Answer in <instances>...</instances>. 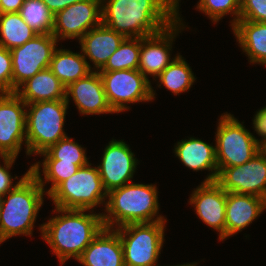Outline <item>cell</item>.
Returning a JSON list of instances; mask_svg holds the SVG:
<instances>
[{
	"label": "cell",
	"mask_w": 266,
	"mask_h": 266,
	"mask_svg": "<svg viewBox=\"0 0 266 266\" xmlns=\"http://www.w3.org/2000/svg\"><path fill=\"white\" fill-rule=\"evenodd\" d=\"M177 19L165 0H102V24L125 37L150 36Z\"/></svg>",
	"instance_id": "6da1fadb"
},
{
	"label": "cell",
	"mask_w": 266,
	"mask_h": 266,
	"mask_svg": "<svg viewBox=\"0 0 266 266\" xmlns=\"http://www.w3.org/2000/svg\"><path fill=\"white\" fill-rule=\"evenodd\" d=\"M55 208L53 212L61 215L41 224L40 230L42 238L63 265L70 258L77 260L104 228V224L102 213L85 214L89 210Z\"/></svg>",
	"instance_id": "7a4b0ae2"
},
{
	"label": "cell",
	"mask_w": 266,
	"mask_h": 266,
	"mask_svg": "<svg viewBox=\"0 0 266 266\" xmlns=\"http://www.w3.org/2000/svg\"><path fill=\"white\" fill-rule=\"evenodd\" d=\"M107 197L109 200L104 204L108 214H102L105 228L114 229L115 224L122 227L128 224L166 221L163 216L157 215L159 203L155 185L125 184L110 191Z\"/></svg>",
	"instance_id": "3957f363"
},
{
	"label": "cell",
	"mask_w": 266,
	"mask_h": 266,
	"mask_svg": "<svg viewBox=\"0 0 266 266\" xmlns=\"http://www.w3.org/2000/svg\"><path fill=\"white\" fill-rule=\"evenodd\" d=\"M45 189L30 172L15 188L5 194L0 207V241L12 236H32L37 213L43 204Z\"/></svg>",
	"instance_id": "277c9868"
},
{
	"label": "cell",
	"mask_w": 266,
	"mask_h": 266,
	"mask_svg": "<svg viewBox=\"0 0 266 266\" xmlns=\"http://www.w3.org/2000/svg\"><path fill=\"white\" fill-rule=\"evenodd\" d=\"M69 103L66 99L26 104V154H40L67 137L63 126Z\"/></svg>",
	"instance_id": "5b68a950"
},
{
	"label": "cell",
	"mask_w": 266,
	"mask_h": 266,
	"mask_svg": "<svg viewBox=\"0 0 266 266\" xmlns=\"http://www.w3.org/2000/svg\"><path fill=\"white\" fill-rule=\"evenodd\" d=\"M79 167L75 174L61 182L48 196L61 209L92 210L107 198L98 167Z\"/></svg>",
	"instance_id": "8992f818"
},
{
	"label": "cell",
	"mask_w": 266,
	"mask_h": 266,
	"mask_svg": "<svg viewBox=\"0 0 266 266\" xmlns=\"http://www.w3.org/2000/svg\"><path fill=\"white\" fill-rule=\"evenodd\" d=\"M166 221L115 227L124 252L125 266H157Z\"/></svg>",
	"instance_id": "52a82bcc"
},
{
	"label": "cell",
	"mask_w": 266,
	"mask_h": 266,
	"mask_svg": "<svg viewBox=\"0 0 266 266\" xmlns=\"http://www.w3.org/2000/svg\"><path fill=\"white\" fill-rule=\"evenodd\" d=\"M215 136L218 168L239 166L259 152L260 140L230 113H224L219 119Z\"/></svg>",
	"instance_id": "ba28073f"
},
{
	"label": "cell",
	"mask_w": 266,
	"mask_h": 266,
	"mask_svg": "<svg viewBox=\"0 0 266 266\" xmlns=\"http://www.w3.org/2000/svg\"><path fill=\"white\" fill-rule=\"evenodd\" d=\"M98 72L103 81L107 101L115 113L128 110L127 103L148 102L155 98L150 80L138 69Z\"/></svg>",
	"instance_id": "9c48e42d"
},
{
	"label": "cell",
	"mask_w": 266,
	"mask_h": 266,
	"mask_svg": "<svg viewBox=\"0 0 266 266\" xmlns=\"http://www.w3.org/2000/svg\"><path fill=\"white\" fill-rule=\"evenodd\" d=\"M58 40L52 33L37 34L22 46L15 47L12 56V93L36 73L49 68Z\"/></svg>",
	"instance_id": "30bf717a"
},
{
	"label": "cell",
	"mask_w": 266,
	"mask_h": 266,
	"mask_svg": "<svg viewBox=\"0 0 266 266\" xmlns=\"http://www.w3.org/2000/svg\"><path fill=\"white\" fill-rule=\"evenodd\" d=\"M26 103L14 93H0V156L19 154L26 144Z\"/></svg>",
	"instance_id": "8fae6325"
},
{
	"label": "cell",
	"mask_w": 266,
	"mask_h": 266,
	"mask_svg": "<svg viewBox=\"0 0 266 266\" xmlns=\"http://www.w3.org/2000/svg\"><path fill=\"white\" fill-rule=\"evenodd\" d=\"M216 182L226 191L266 200V159L258 152L239 166L218 168Z\"/></svg>",
	"instance_id": "7c38bea8"
},
{
	"label": "cell",
	"mask_w": 266,
	"mask_h": 266,
	"mask_svg": "<svg viewBox=\"0 0 266 266\" xmlns=\"http://www.w3.org/2000/svg\"><path fill=\"white\" fill-rule=\"evenodd\" d=\"M101 24L102 0H84L54 15L52 34L57 40L65 38L80 40L89 30Z\"/></svg>",
	"instance_id": "4fadbf2b"
},
{
	"label": "cell",
	"mask_w": 266,
	"mask_h": 266,
	"mask_svg": "<svg viewBox=\"0 0 266 266\" xmlns=\"http://www.w3.org/2000/svg\"><path fill=\"white\" fill-rule=\"evenodd\" d=\"M137 161L123 140H111L104 149L102 162L97 166L105 191L109 193L128 184V181L132 182Z\"/></svg>",
	"instance_id": "5bb4252c"
},
{
	"label": "cell",
	"mask_w": 266,
	"mask_h": 266,
	"mask_svg": "<svg viewBox=\"0 0 266 266\" xmlns=\"http://www.w3.org/2000/svg\"><path fill=\"white\" fill-rule=\"evenodd\" d=\"M182 19H178L158 33L141 38L138 70L148 79L147 75L158 77L161 72L177 57L171 60L170 50Z\"/></svg>",
	"instance_id": "9a60e30c"
},
{
	"label": "cell",
	"mask_w": 266,
	"mask_h": 266,
	"mask_svg": "<svg viewBox=\"0 0 266 266\" xmlns=\"http://www.w3.org/2000/svg\"><path fill=\"white\" fill-rule=\"evenodd\" d=\"M198 217L210 228L219 232V239H225L226 191L216 182H202L191 197Z\"/></svg>",
	"instance_id": "2e32d148"
},
{
	"label": "cell",
	"mask_w": 266,
	"mask_h": 266,
	"mask_svg": "<svg viewBox=\"0 0 266 266\" xmlns=\"http://www.w3.org/2000/svg\"><path fill=\"white\" fill-rule=\"evenodd\" d=\"M69 96L72 97L81 114L115 113L107 101L102 78L96 69L86 77L70 83L66 87L68 103Z\"/></svg>",
	"instance_id": "e0dca14e"
},
{
	"label": "cell",
	"mask_w": 266,
	"mask_h": 266,
	"mask_svg": "<svg viewBox=\"0 0 266 266\" xmlns=\"http://www.w3.org/2000/svg\"><path fill=\"white\" fill-rule=\"evenodd\" d=\"M266 209V200L254 195L226 192L225 239L242 231Z\"/></svg>",
	"instance_id": "ac0fdd59"
},
{
	"label": "cell",
	"mask_w": 266,
	"mask_h": 266,
	"mask_svg": "<svg viewBox=\"0 0 266 266\" xmlns=\"http://www.w3.org/2000/svg\"><path fill=\"white\" fill-rule=\"evenodd\" d=\"M77 261L84 266H125L123 246L118 232L104 227Z\"/></svg>",
	"instance_id": "d6986e66"
},
{
	"label": "cell",
	"mask_w": 266,
	"mask_h": 266,
	"mask_svg": "<svg viewBox=\"0 0 266 266\" xmlns=\"http://www.w3.org/2000/svg\"><path fill=\"white\" fill-rule=\"evenodd\" d=\"M126 37L101 24L89 30L80 40L84 58H89L94 69L101 70L109 57L117 50ZM87 56V57H86Z\"/></svg>",
	"instance_id": "ffe728a7"
},
{
	"label": "cell",
	"mask_w": 266,
	"mask_h": 266,
	"mask_svg": "<svg viewBox=\"0 0 266 266\" xmlns=\"http://www.w3.org/2000/svg\"><path fill=\"white\" fill-rule=\"evenodd\" d=\"M174 153L186 167L193 171L207 169L211 171L212 173L207 176L204 182L216 181L218 166L215 146L191 137L188 140L177 142Z\"/></svg>",
	"instance_id": "44dd1931"
},
{
	"label": "cell",
	"mask_w": 266,
	"mask_h": 266,
	"mask_svg": "<svg viewBox=\"0 0 266 266\" xmlns=\"http://www.w3.org/2000/svg\"><path fill=\"white\" fill-rule=\"evenodd\" d=\"M15 93L26 104L55 101L66 99V86L46 68L24 82Z\"/></svg>",
	"instance_id": "7402d4cb"
},
{
	"label": "cell",
	"mask_w": 266,
	"mask_h": 266,
	"mask_svg": "<svg viewBox=\"0 0 266 266\" xmlns=\"http://www.w3.org/2000/svg\"><path fill=\"white\" fill-rule=\"evenodd\" d=\"M232 28L250 63L266 65V23L238 20Z\"/></svg>",
	"instance_id": "603a6c76"
},
{
	"label": "cell",
	"mask_w": 266,
	"mask_h": 266,
	"mask_svg": "<svg viewBox=\"0 0 266 266\" xmlns=\"http://www.w3.org/2000/svg\"><path fill=\"white\" fill-rule=\"evenodd\" d=\"M49 69L66 87L92 72L83 53H74L67 49H55Z\"/></svg>",
	"instance_id": "cb8c5ba5"
},
{
	"label": "cell",
	"mask_w": 266,
	"mask_h": 266,
	"mask_svg": "<svg viewBox=\"0 0 266 266\" xmlns=\"http://www.w3.org/2000/svg\"><path fill=\"white\" fill-rule=\"evenodd\" d=\"M0 46L8 50L22 46L38 33L17 13L0 14Z\"/></svg>",
	"instance_id": "d4e9b609"
},
{
	"label": "cell",
	"mask_w": 266,
	"mask_h": 266,
	"mask_svg": "<svg viewBox=\"0 0 266 266\" xmlns=\"http://www.w3.org/2000/svg\"><path fill=\"white\" fill-rule=\"evenodd\" d=\"M157 78L160 82L158 86L164 85L174 95L189 90L195 81L189 64L179 54Z\"/></svg>",
	"instance_id": "484cf974"
},
{
	"label": "cell",
	"mask_w": 266,
	"mask_h": 266,
	"mask_svg": "<svg viewBox=\"0 0 266 266\" xmlns=\"http://www.w3.org/2000/svg\"><path fill=\"white\" fill-rule=\"evenodd\" d=\"M40 164V162H37L30 168L31 172L36 176L43 189L45 185L44 183L49 181L52 182V186L46 192L47 195H49L61 182L75 174L79 169V166L74 163L61 162V160H44L42 162V171L45 178L44 182L41 177V172L39 171L41 170Z\"/></svg>",
	"instance_id": "4316f807"
},
{
	"label": "cell",
	"mask_w": 266,
	"mask_h": 266,
	"mask_svg": "<svg viewBox=\"0 0 266 266\" xmlns=\"http://www.w3.org/2000/svg\"><path fill=\"white\" fill-rule=\"evenodd\" d=\"M141 38L126 37L117 50L109 57L105 66L98 71L138 69Z\"/></svg>",
	"instance_id": "83f0119b"
},
{
	"label": "cell",
	"mask_w": 266,
	"mask_h": 266,
	"mask_svg": "<svg viewBox=\"0 0 266 266\" xmlns=\"http://www.w3.org/2000/svg\"><path fill=\"white\" fill-rule=\"evenodd\" d=\"M18 13L38 34L52 33L54 15L42 0H25Z\"/></svg>",
	"instance_id": "f1b7e54d"
},
{
	"label": "cell",
	"mask_w": 266,
	"mask_h": 266,
	"mask_svg": "<svg viewBox=\"0 0 266 266\" xmlns=\"http://www.w3.org/2000/svg\"><path fill=\"white\" fill-rule=\"evenodd\" d=\"M85 152L81 145L67 136L40 154L44 155V160H61V162L74 163L83 167L89 163Z\"/></svg>",
	"instance_id": "f546056e"
},
{
	"label": "cell",
	"mask_w": 266,
	"mask_h": 266,
	"mask_svg": "<svg viewBox=\"0 0 266 266\" xmlns=\"http://www.w3.org/2000/svg\"><path fill=\"white\" fill-rule=\"evenodd\" d=\"M242 0H199L197 9L202 11L214 22H218L227 13L235 15L231 22L233 27L239 20Z\"/></svg>",
	"instance_id": "4dcf8cb0"
},
{
	"label": "cell",
	"mask_w": 266,
	"mask_h": 266,
	"mask_svg": "<svg viewBox=\"0 0 266 266\" xmlns=\"http://www.w3.org/2000/svg\"><path fill=\"white\" fill-rule=\"evenodd\" d=\"M239 20L266 23V0H242Z\"/></svg>",
	"instance_id": "1f68e13d"
},
{
	"label": "cell",
	"mask_w": 266,
	"mask_h": 266,
	"mask_svg": "<svg viewBox=\"0 0 266 266\" xmlns=\"http://www.w3.org/2000/svg\"><path fill=\"white\" fill-rule=\"evenodd\" d=\"M12 71L11 52L0 46V93H12Z\"/></svg>",
	"instance_id": "d6a6232c"
},
{
	"label": "cell",
	"mask_w": 266,
	"mask_h": 266,
	"mask_svg": "<svg viewBox=\"0 0 266 266\" xmlns=\"http://www.w3.org/2000/svg\"><path fill=\"white\" fill-rule=\"evenodd\" d=\"M3 158L4 167L0 165V195L4 196L15 188L30 172L31 168L20 178V180L13 186V177L9 173V169L12 164L15 162V156H0Z\"/></svg>",
	"instance_id": "836d02e7"
},
{
	"label": "cell",
	"mask_w": 266,
	"mask_h": 266,
	"mask_svg": "<svg viewBox=\"0 0 266 266\" xmlns=\"http://www.w3.org/2000/svg\"><path fill=\"white\" fill-rule=\"evenodd\" d=\"M254 130L262 137L261 142L266 141V109L258 110L253 119Z\"/></svg>",
	"instance_id": "e575fe53"
},
{
	"label": "cell",
	"mask_w": 266,
	"mask_h": 266,
	"mask_svg": "<svg viewBox=\"0 0 266 266\" xmlns=\"http://www.w3.org/2000/svg\"><path fill=\"white\" fill-rule=\"evenodd\" d=\"M42 1L46 4L49 11L53 15H55L59 11H62L63 9H65L66 7L76 2H80L84 0H42Z\"/></svg>",
	"instance_id": "d590c367"
},
{
	"label": "cell",
	"mask_w": 266,
	"mask_h": 266,
	"mask_svg": "<svg viewBox=\"0 0 266 266\" xmlns=\"http://www.w3.org/2000/svg\"><path fill=\"white\" fill-rule=\"evenodd\" d=\"M25 0H1L2 13H17Z\"/></svg>",
	"instance_id": "8d00e7d4"
},
{
	"label": "cell",
	"mask_w": 266,
	"mask_h": 266,
	"mask_svg": "<svg viewBox=\"0 0 266 266\" xmlns=\"http://www.w3.org/2000/svg\"><path fill=\"white\" fill-rule=\"evenodd\" d=\"M172 8L173 10L178 14V7H179V0H165Z\"/></svg>",
	"instance_id": "74e56055"
},
{
	"label": "cell",
	"mask_w": 266,
	"mask_h": 266,
	"mask_svg": "<svg viewBox=\"0 0 266 266\" xmlns=\"http://www.w3.org/2000/svg\"><path fill=\"white\" fill-rule=\"evenodd\" d=\"M258 151L266 159V141L259 144Z\"/></svg>",
	"instance_id": "f35d334b"
},
{
	"label": "cell",
	"mask_w": 266,
	"mask_h": 266,
	"mask_svg": "<svg viewBox=\"0 0 266 266\" xmlns=\"http://www.w3.org/2000/svg\"><path fill=\"white\" fill-rule=\"evenodd\" d=\"M196 264H197V263H194V264H193V263H192V264H191V263H190V264H189V263H187V264H183V265H176V266H196ZM157 266H158V265H157Z\"/></svg>",
	"instance_id": "ab89813d"
},
{
	"label": "cell",
	"mask_w": 266,
	"mask_h": 266,
	"mask_svg": "<svg viewBox=\"0 0 266 266\" xmlns=\"http://www.w3.org/2000/svg\"><path fill=\"white\" fill-rule=\"evenodd\" d=\"M2 198H3V196L0 195V207H1V204H2Z\"/></svg>",
	"instance_id": "60d3db41"
},
{
	"label": "cell",
	"mask_w": 266,
	"mask_h": 266,
	"mask_svg": "<svg viewBox=\"0 0 266 266\" xmlns=\"http://www.w3.org/2000/svg\"><path fill=\"white\" fill-rule=\"evenodd\" d=\"M2 13V9H1V0H0V14Z\"/></svg>",
	"instance_id": "b9f144b4"
}]
</instances>
